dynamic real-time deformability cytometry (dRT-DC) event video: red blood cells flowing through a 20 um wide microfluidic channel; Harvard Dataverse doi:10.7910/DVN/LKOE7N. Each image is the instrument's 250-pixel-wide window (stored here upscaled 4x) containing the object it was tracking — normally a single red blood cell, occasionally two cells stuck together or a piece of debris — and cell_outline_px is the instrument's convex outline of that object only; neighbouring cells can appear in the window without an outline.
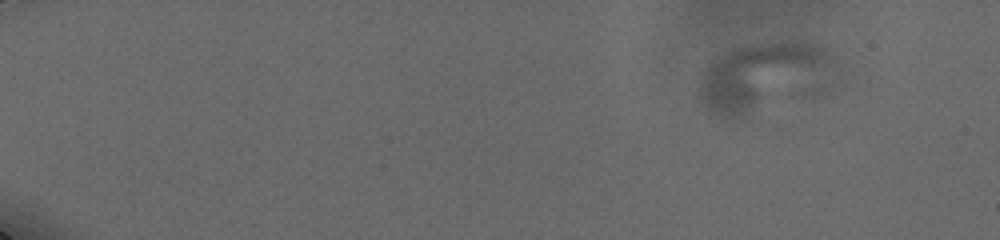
{"species": "human", "species_latin": "Homo sapiens", "temperature_condition": "cold", "stored_images_in_passage": 32, "camera_frame_rate_fps": 3000, "um_per_image_px": 0.085, "donor": {"sex": "male"}, "frame": {"image": 1, "passage_image": 1, "time_ms": 0.0, "image_size_px": [1000, 240], "cell_outline_px": [[840, 64], [744, 116], [724, 116], [712, 112], [704, 104], [700, 96], [700, 88], [704, 72], [712, 64], [732, 52], [744, 48], [772, 44], [808, 44], [824, 48]], "centroid_in_image_um": [64.66, 6.47], "position_along_channel_um": 20.3, "area_um2": 46.7}}
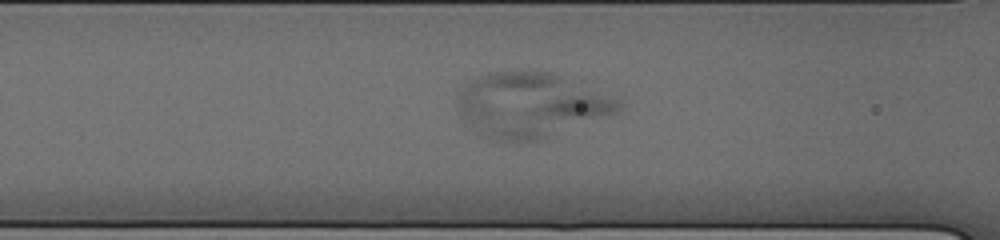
{"frame": {"image": 2, "passage_image": 23, "time_ms": 7.333, "image_size_px": [1000, 240], "cell_outline_px": [[620, 108], [616, 112], [536, 140], [500, 140], [476, 132], [460, 112], [456, 100], [460, 92], [468, 84], [480, 76], [488, 72], [552, 72], [620, 100]], "centroid_in_image_um": [45.07, 8.91], "position_along_channel_um": 121.5, "area_um2": 58.55}}
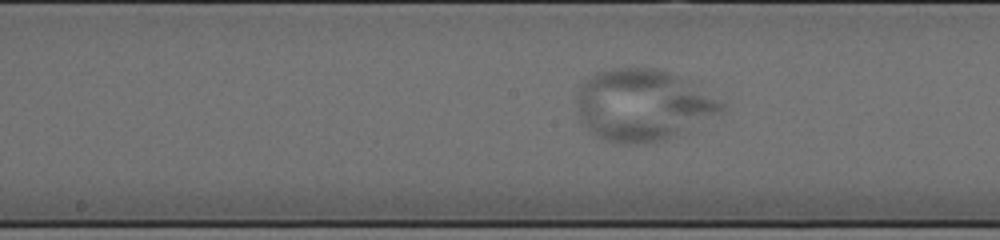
{"frame": {"image": 3, "passage_image": 30, "time_ms": 9.333, "image_size_px": [1000, 240], "cell_outline_px": [[724, 112], [664, 140], [636, 144], [628, 144], [604, 140], [592, 132], [588, 128], [576, 112], [576, 92], [580, 84], [584, 80], [596, 72], [612, 68], [656, 68], [668, 72], [688, 80], [724, 104]], "centroid_in_image_um": [54.58, 8.92], "position_along_channel_um": 193.6, "area_um2": 60.05}}